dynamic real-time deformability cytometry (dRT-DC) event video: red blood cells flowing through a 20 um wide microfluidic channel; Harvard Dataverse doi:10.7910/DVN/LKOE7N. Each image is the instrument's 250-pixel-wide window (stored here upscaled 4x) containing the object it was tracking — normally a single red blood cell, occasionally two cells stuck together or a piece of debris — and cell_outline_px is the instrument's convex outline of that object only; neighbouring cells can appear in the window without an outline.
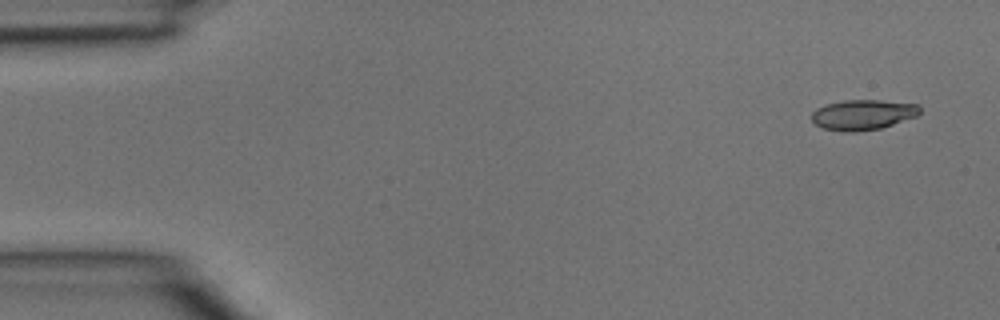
{"species": "common noctule bat (a hibernating species)", "species_latin": "Nyctalus noctula", "temperature_condition": "room temperature", "stored_images_in_passage": 3, "camera_frame_rate_fps": 3000, "um_per_image_px": 0.085, "animal": {"sex": "male", "body_mass_g": 15.6}, "frame": {"image": 1, "passage_image": 1, "time_ms": 0.0, "image_size_px": [1000, 320], "cell_outline_px": [[920, 112], [916, 116], [880, 128], [856, 132], [844, 132], [824, 128], [816, 124], [812, 120], [812, 112], [816, 108], [828, 104], [844, 100], [880, 100], [920, 104]], "centroid_in_image_um": [73.35, 9.74], "position_along_channel_um": 11.7, "area_um2": 18.96}}